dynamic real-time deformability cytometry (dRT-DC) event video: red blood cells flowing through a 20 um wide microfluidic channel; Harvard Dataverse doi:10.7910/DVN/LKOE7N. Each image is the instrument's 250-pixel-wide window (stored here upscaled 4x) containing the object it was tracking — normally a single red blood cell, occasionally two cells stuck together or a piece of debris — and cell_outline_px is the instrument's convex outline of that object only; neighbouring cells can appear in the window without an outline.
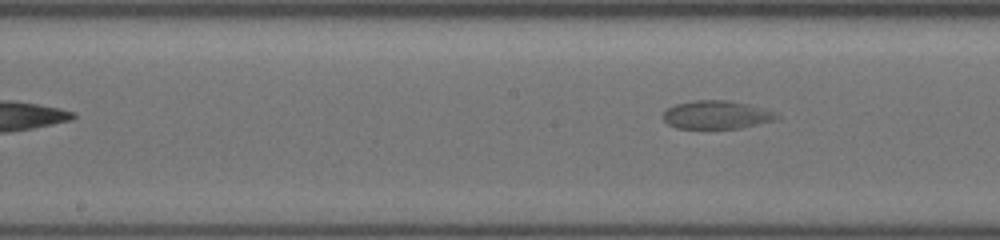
{"species": "common noctule bat (a hibernating species)", "species_latin": "Nyctalus noctula", "temperature_condition": "cold", "stored_images_in_passage": 21, "segment_of_instrument_passage": [2, 2], "camera_frame_rate_fps": 3000, "um_per_image_px": 0.085, "animal": {"sex": "female", "body_mass_g": 19.5, "forearm_length_mm": 54.1}, "frame": {"image": 1, "passage_image": 21, "time_ms": 8.0, "image_size_px": [1000, 240], "cell_outline_px": [[780, 116], [772, 120], [740, 128], [676, 128], [668, 124], [664, 120], [664, 112], [668, 108], [676, 104], [692, 100], [728, 100], [748, 104], [764, 108], [776, 112]], "centroid_in_image_um": [60.9, 9.75], "position_along_channel_um": 187.3, "area_um2": 18.55}}